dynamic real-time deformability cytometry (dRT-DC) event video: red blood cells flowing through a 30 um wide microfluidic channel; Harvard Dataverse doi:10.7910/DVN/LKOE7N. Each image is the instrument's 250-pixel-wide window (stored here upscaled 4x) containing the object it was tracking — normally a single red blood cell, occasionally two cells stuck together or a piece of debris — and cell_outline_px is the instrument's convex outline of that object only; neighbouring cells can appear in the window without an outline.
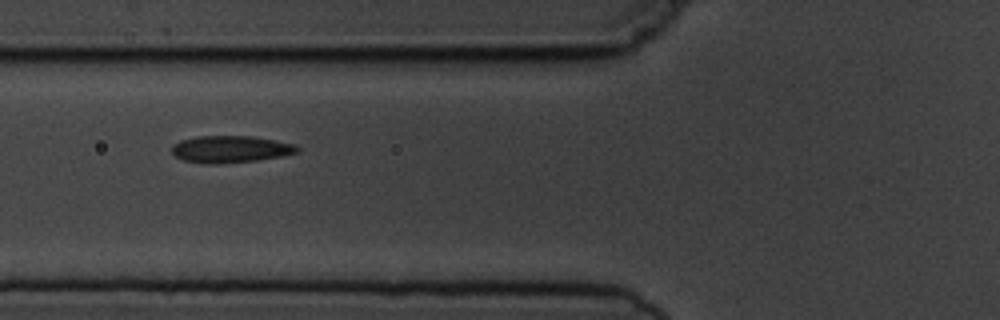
{"species": "common noctule bat (a hibernating species)", "species_latin": "Nyctalus noctula", "temperature_condition": "cold", "stored_images_in_passage": 5, "camera_frame_rate_fps": 3000, "um_per_image_px": 0.085, "animal": {"sex": "male", "body_mass_g": 19.5, "forearm_length_mm": 54.6}, "frame": {"image": 1, "passage_image": 3, "time_ms": 2.333, "image_size_px": [1000, 320], "cell_outline_px": [[300, 152], [280, 156], [256, 160], [216, 164], [204, 164], [184, 160], [176, 156], [172, 152], [172, 144], [180, 140], [196, 136], [252, 136], [276, 140], [296, 144], [300, 148]], "centroid_in_image_um": [19.6, 12.67], "position_along_channel_um": 106.2, "area_um2": 19.83}}
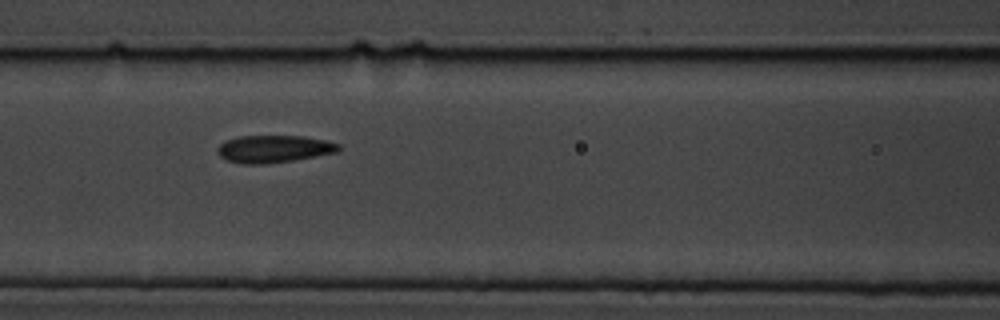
{"frame": {"image": 2, "passage_image": 4, "time_ms": 3.333, "image_size_px": [1000, 320], "cell_outline_px": [[340, 148], [336, 152], [292, 160], [264, 164], [244, 164], [228, 160], [220, 156], [216, 152], [216, 148], [224, 140], [240, 136], [304, 136], [324, 140], [340, 144]], "centroid_in_image_um": [23.22, 12.65], "position_along_channel_um": 143.4, "area_um2": 19.19}}
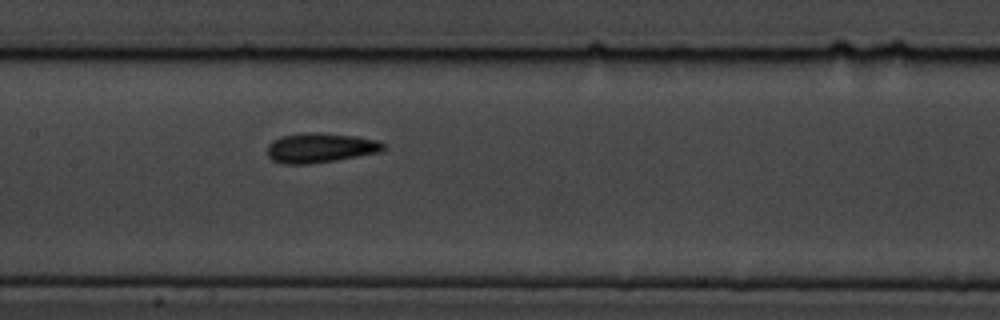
{"frame": {"image": 3, "passage_image": 5, "time_ms": 4.333, "image_size_px": [1000, 320], "cell_outline_px": [[384, 148], [380, 152], [336, 160], [308, 164], [284, 164], [272, 160], [268, 156], [268, 144], [272, 140], [280, 136], [304, 132], [316, 132], [356, 136], [376, 140], [384, 144]], "centroid_in_image_um": [27.18, 12.56], "position_along_channel_um": 180.2, "area_um2": 20.11}}